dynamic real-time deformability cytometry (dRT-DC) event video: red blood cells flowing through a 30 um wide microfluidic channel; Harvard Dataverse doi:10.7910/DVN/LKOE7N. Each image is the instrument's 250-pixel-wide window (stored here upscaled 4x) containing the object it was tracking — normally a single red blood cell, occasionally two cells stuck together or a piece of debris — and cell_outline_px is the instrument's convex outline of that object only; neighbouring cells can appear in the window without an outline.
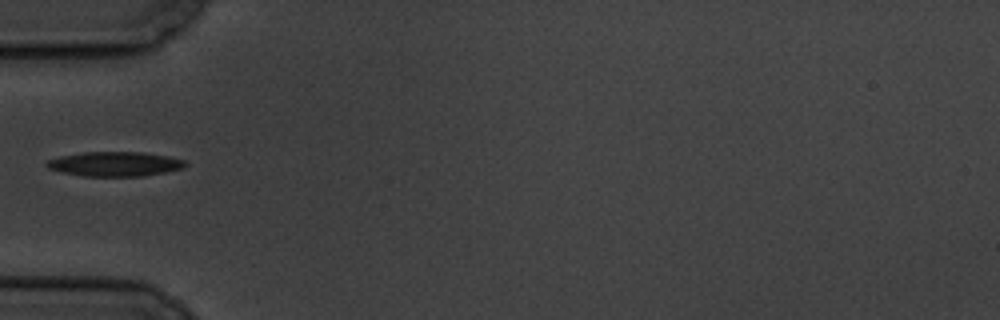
{"species": "common noctule bat (a hibernating species)", "species_latin": "Nyctalus noctula", "temperature_condition": "cold", "stored_images_in_passage": 8, "camera_frame_rate_fps": 3000, "um_per_image_px": 0.085, "animal": {"sex": "male", "body_mass_g": 19.5, "forearm_length_mm": 54.6}, "frame": {"image": 1, "passage_image": 6, "time_ms": 5.667, "image_size_px": [1000, 320], "cell_outline_px": [[188, 164], [184, 168], [144, 176], [84, 176], [64, 172], [48, 168], [44, 164], [48, 160], [60, 156], [84, 152], [144, 152], [168, 156], [184, 160]], "centroid_in_image_um": [9.79, 13.93], "position_along_channel_um": 75.2, "area_um2": 19.77}}
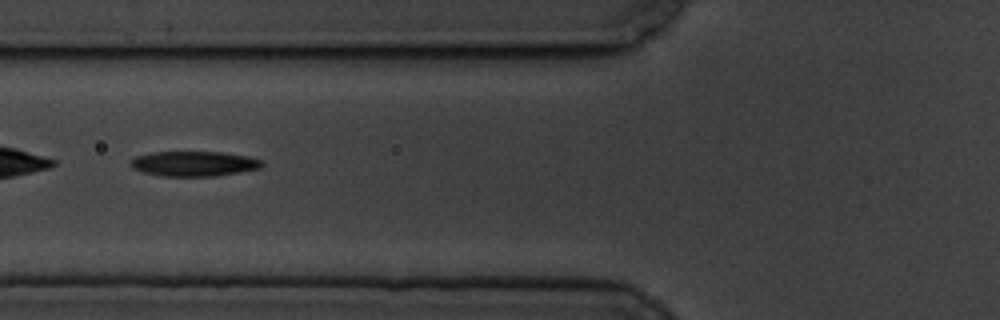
{"frame": {"image": 2, "passage_image": 7, "time_ms": 6.667, "image_size_px": [1000, 320], "cell_outline_px": [[264, 164], [260, 168], [240, 172], [216, 176], [160, 176], [144, 172], [132, 168], [128, 164], [136, 156], [152, 152], [224, 152], [248, 156], [264, 160]], "centroid_in_image_um": [16.51, 13.91], "position_along_channel_um": 109.3, "area_um2": 19.31}}
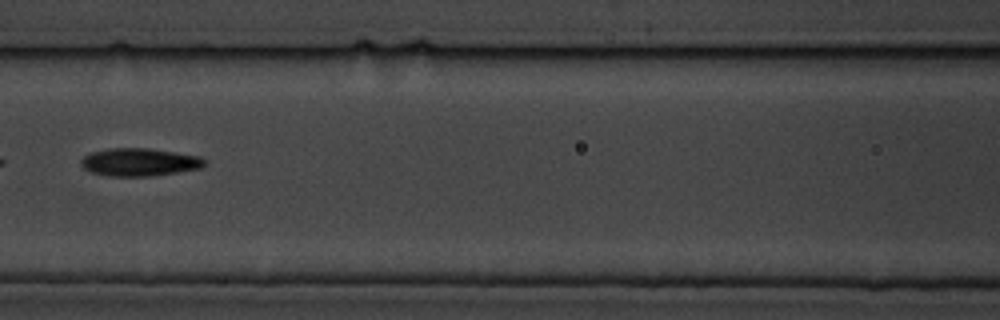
{"frame": {"image": 3, "passage_image": 8, "time_ms": 8.0, "image_size_px": [1000, 320], "cell_outline_px": [[208, 160], [200, 168], [176, 172], [148, 176], [108, 176], [92, 172], [84, 168], [80, 164], [80, 160], [84, 156], [92, 152], [108, 148], [148, 148], [200, 156]], "centroid_in_image_um": [11.84, 13.77], "position_along_channel_um": 154.8, "area_um2": 19.94}}